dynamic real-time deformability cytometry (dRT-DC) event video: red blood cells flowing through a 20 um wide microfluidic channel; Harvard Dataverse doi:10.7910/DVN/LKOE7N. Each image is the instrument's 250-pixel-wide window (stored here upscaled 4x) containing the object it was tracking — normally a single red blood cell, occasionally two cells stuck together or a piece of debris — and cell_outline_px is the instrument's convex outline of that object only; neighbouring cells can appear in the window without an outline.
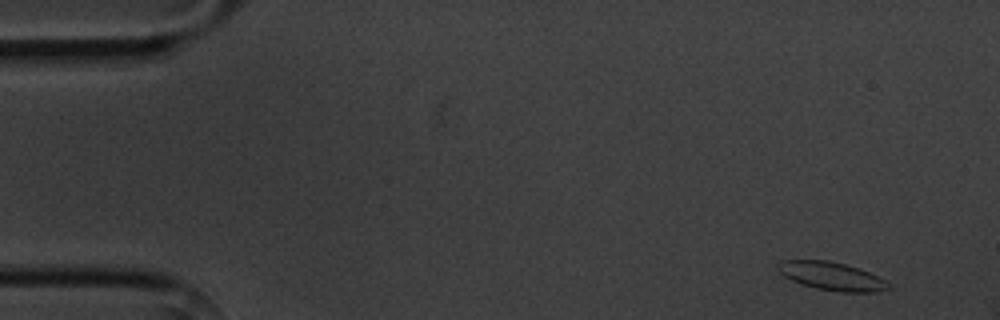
{"species": "common noctule bat (a hibernating species)", "species_latin": "Nyctalus noctula", "temperature_condition": "cold", "stored_images_in_passage": 5, "camera_frame_rate_fps": 3000, "um_per_image_px": 0.085, "animal": {"sex": "male", "body_mass_g": 20.1, "forearm_length_mm": 53.5}, "frame": {"image": 1, "passage_image": 1, "time_ms": 0.0, "image_size_px": [1000, 320], "cell_outline_px": [[892, 288], [876, 292], [840, 292], [816, 288], [800, 284], [784, 276], [776, 268], [776, 264], [784, 260], [828, 260], [844, 264], [868, 272], [884, 280]], "centroid_in_image_um": [70.65, 23.48], "position_along_channel_um": 14.3, "area_um2": 18.03}}